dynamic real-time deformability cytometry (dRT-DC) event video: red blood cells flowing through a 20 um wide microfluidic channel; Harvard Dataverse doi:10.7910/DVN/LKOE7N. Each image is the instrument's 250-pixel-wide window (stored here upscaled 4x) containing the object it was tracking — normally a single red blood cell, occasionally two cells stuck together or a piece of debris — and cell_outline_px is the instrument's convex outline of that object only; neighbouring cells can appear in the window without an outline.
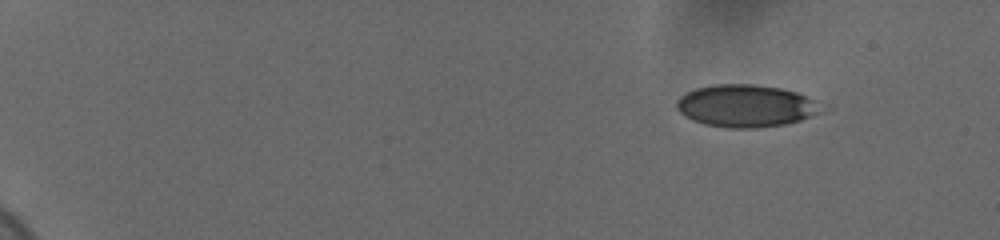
{"species": "human", "species_latin": "Homo sapiens", "temperature_condition": "cold", "stored_images_in_passage": 52, "camera_frame_rate_fps": 3000, "um_per_image_px": 0.085, "donor": {"sex": "female"}, "frame": {"image": 1, "passage_image": 1, "time_ms": 0.0, "image_size_px": [1000, 240], "cell_outline_px": [[836, 108], [800, 120], [784, 124], [756, 128], [728, 128], [704, 124], [692, 120], [684, 116], [676, 108], [676, 100], [680, 96], [696, 88], [712, 84], [756, 84], [780, 88], [796, 92], [828, 104]], "centroid_in_image_um": [63.52, 9.0], "position_along_channel_um": 21.5, "area_um2": 36.65}}
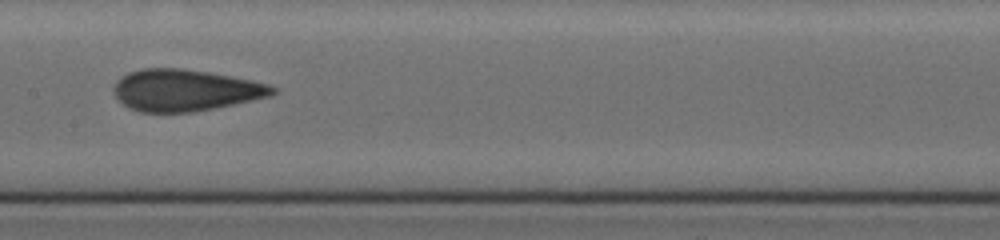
{"frame": {"image": 2, "passage_image": 27, "time_ms": 8.667, "image_size_px": [1000, 240], "cell_outline_px": [[276, 92], [272, 96], [192, 112], [140, 112], [128, 108], [116, 96], [112, 88], [116, 80], [120, 76], [128, 72], [144, 68], [180, 68], [208, 72], [252, 80], [268, 84], [276, 88]], "centroid_in_image_um": [15.71, 7.66], "position_along_channel_um": 191.7, "area_um2": 38.44}}
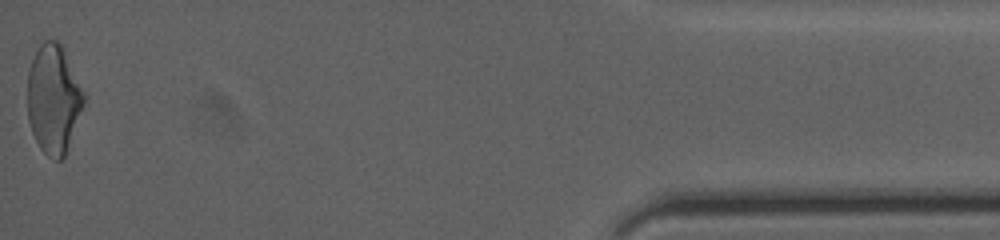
{"frame": {"image": 3, "passage_image": 52, "time_ms": 17.0, "image_size_px": [1000, 240], "cell_outline_px": [[88, 96], [64, 156], [60, 160], [52, 160], [40, 148], [32, 132], [28, 120], [28, 72], [32, 60], [40, 44], [44, 40], [56, 40], [60, 44]], "centroid_in_image_um": [4.57, 8.43], "position_along_channel_um": 430.6, "area_um2": 35.78}, "authors_computed_cell_mechanics": {"area_um2": 37.0498, "velocity_mm_per_s": 3.6972, "shape_relaxation_time_tau1_ms": 5.3391, "shape_relaxation_time_tau2_ms": 1.287, "deformation_change_tau1": 0.149, "deformation_change_tau2": 0.0841}}